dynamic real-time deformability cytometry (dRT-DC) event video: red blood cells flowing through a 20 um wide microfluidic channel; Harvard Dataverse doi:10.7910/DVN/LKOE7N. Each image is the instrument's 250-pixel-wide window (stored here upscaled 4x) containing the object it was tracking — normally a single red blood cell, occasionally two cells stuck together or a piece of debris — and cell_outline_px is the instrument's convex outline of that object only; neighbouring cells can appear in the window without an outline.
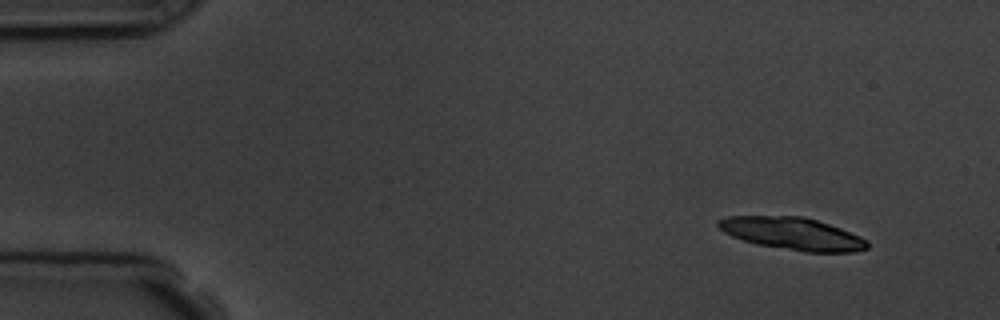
{"species": "common noctule bat (a hibernating species)", "species_latin": "Nyctalus noctula", "temperature_condition": "room temperature", "stored_images_in_passage": 4, "camera_frame_rate_fps": 3000, "um_per_image_px": 0.085, "animal": {"sex": "male", "body_mass_g": 19.5, "forearm_length_mm": 54.6}, "frame": {"image": 1, "passage_image": 1, "time_ms": 0.0, "image_size_px": [1000, 320], "cell_outline_px": [[868, 248], [852, 252], [808, 252], [756, 244], [732, 236], [724, 232], [716, 224], [720, 220], [728, 216], [800, 216], [816, 220], [840, 228], [860, 236], [868, 240]], "centroid_in_image_um": [67.37, 19.86], "position_along_channel_um": 17.6, "area_um2": 27.8}}